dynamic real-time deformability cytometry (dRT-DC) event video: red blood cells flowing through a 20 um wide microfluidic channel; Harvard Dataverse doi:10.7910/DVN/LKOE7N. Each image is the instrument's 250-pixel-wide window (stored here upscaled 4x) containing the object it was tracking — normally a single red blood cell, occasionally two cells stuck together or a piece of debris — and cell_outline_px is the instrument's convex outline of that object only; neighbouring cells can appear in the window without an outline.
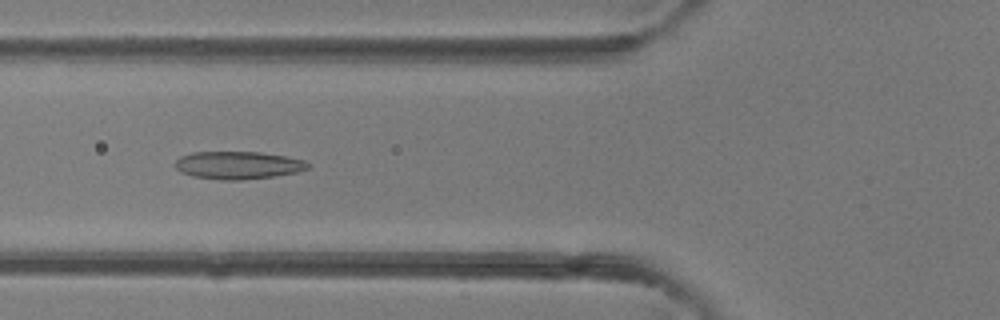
{"species": "common noctule bat (a hibernating species)", "species_latin": "Nyctalus noctula", "temperature_condition": "room temperature", "stored_images_in_passage": 6, "camera_frame_rate_fps": 3000, "um_per_image_px": 0.085, "animal": {"sex": "female"}, "frame": {"image": 1, "passage_image": 5, "time_ms": 4.333, "image_size_px": [1000, 320], "cell_outline_px": [[308, 168], [296, 172], [276, 176], [240, 180], [220, 180], [192, 176], [180, 172], [176, 168], [176, 160], [180, 156], [192, 152], [260, 152], [284, 156], [304, 160], [308, 164]], "centroid_in_image_um": [20.2, 14.04], "position_along_channel_um": 105.6, "area_um2": 21.39}}
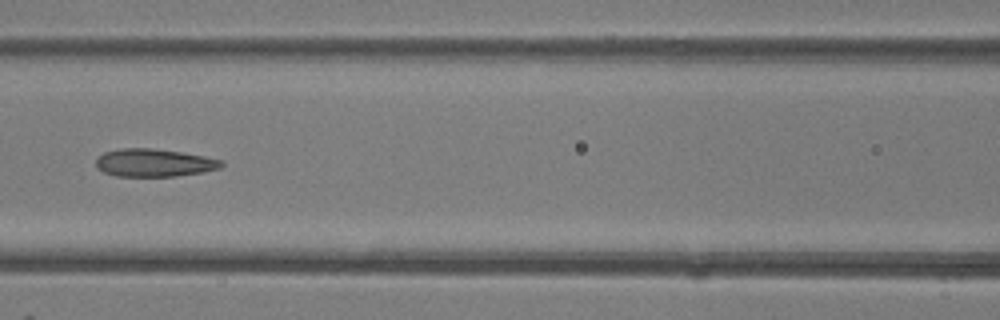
{"frame": {"image": 2, "passage_image": 6, "time_ms": 5.333, "image_size_px": [1000, 320], "cell_outline_px": [[224, 164], [220, 168], [204, 172], [176, 176], [116, 176], [104, 172], [96, 168], [96, 160], [104, 152], [120, 148], [148, 148], [180, 152], [204, 156], [224, 160]], "centroid_in_image_um": [13.11, 13.84], "position_along_channel_um": 153.5, "area_um2": 20.35}}